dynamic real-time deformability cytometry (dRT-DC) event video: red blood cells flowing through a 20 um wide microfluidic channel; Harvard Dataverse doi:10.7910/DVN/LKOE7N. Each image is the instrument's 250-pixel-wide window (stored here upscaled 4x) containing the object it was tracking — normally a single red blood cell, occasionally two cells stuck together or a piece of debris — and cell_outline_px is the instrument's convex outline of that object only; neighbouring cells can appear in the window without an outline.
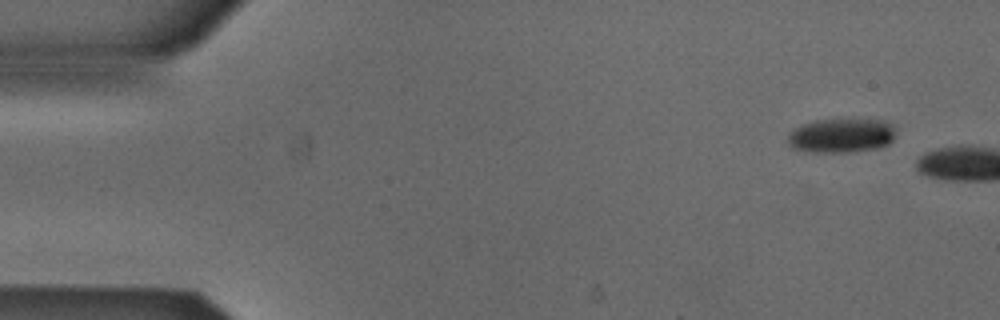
{"species": "Egyptian fruit bat (a non-hibernating species)", "species_latin": "Rousettus aegyptiacus", "temperature_condition": "cold", "stored_images_in_passage": 2, "camera_frame_rate_fps": 3000, "um_per_image_px": 0.085, "animal": {"sex": "male"}, "frame": {"image": 1, "passage_image": 1, "time_ms": 0.0, "image_size_px": [1000, 320], "cell_outline_px": [[892, 140], [888, 144], [876, 148], [848, 152], [804, 152], [792, 148], [788, 144], [788, 136], [792, 128], [816, 120], [880, 120], [892, 124]], "centroid_in_image_um": [71.42, 11.54], "position_along_channel_um": 13.6, "area_um2": 21.27}}